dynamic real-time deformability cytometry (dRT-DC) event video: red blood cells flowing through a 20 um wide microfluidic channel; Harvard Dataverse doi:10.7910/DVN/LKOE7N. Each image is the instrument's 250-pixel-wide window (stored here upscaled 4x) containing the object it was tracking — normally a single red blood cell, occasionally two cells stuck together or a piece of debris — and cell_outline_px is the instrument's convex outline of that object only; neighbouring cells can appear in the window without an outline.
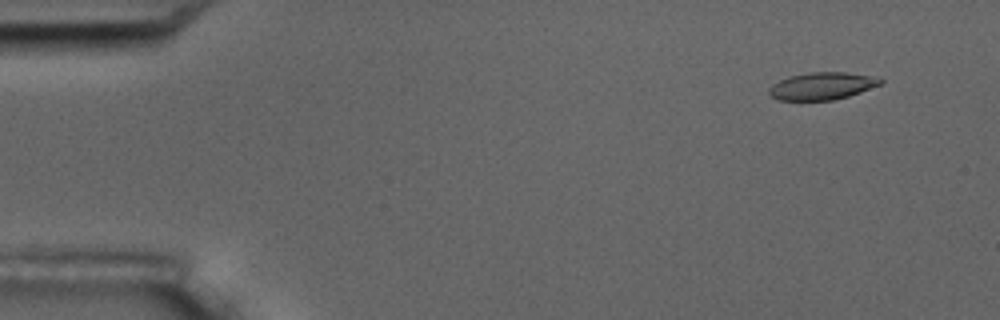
{"species": "common noctule bat (a hibernating species)", "species_latin": "Nyctalus noctula", "temperature_condition": "room temperature", "stored_images_in_passage": 6, "camera_frame_rate_fps": 3000, "um_per_image_px": 0.085, "animal": {"sex": "male", "body_mass_g": 17.5, "forearm_length_mm": 52.3}, "frame": {"image": 1, "passage_image": 2, "time_ms": 1.0, "image_size_px": [1000, 320], "cell_outline_px": [[884, 80], [880, 84], [860, 92], [848, 96], [832, 100], [780, 100], [772, 96], [768, 92], [768, 88], [772, 84], [788, 76], [812, 72], [844, 72], [868, 76]], "centroid_in_image_um": [69.82, 7.31], "position_along_channel_um": 15.2, "area_um2": 17.46}}
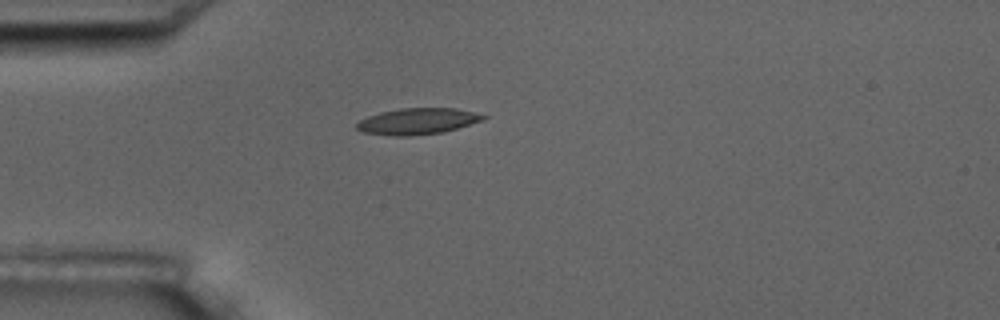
{"frame": {"image": 2, "passage_image": 5, "time_ms": 4.667, "image_size_px": [1000, 320], "cell_outline_px": [[488, 116], [484, 120], [444, 132], [408, 136], [392, 136], [364, 132], [356, 128], [356, 124], [360, 120], [368, 116], [380, 112], [400, 108], [456, 108]], "centroid_in_image_um": [35.49, 10.31], "position_along_channel_um": 49.5, "area_um2": 19.31}}